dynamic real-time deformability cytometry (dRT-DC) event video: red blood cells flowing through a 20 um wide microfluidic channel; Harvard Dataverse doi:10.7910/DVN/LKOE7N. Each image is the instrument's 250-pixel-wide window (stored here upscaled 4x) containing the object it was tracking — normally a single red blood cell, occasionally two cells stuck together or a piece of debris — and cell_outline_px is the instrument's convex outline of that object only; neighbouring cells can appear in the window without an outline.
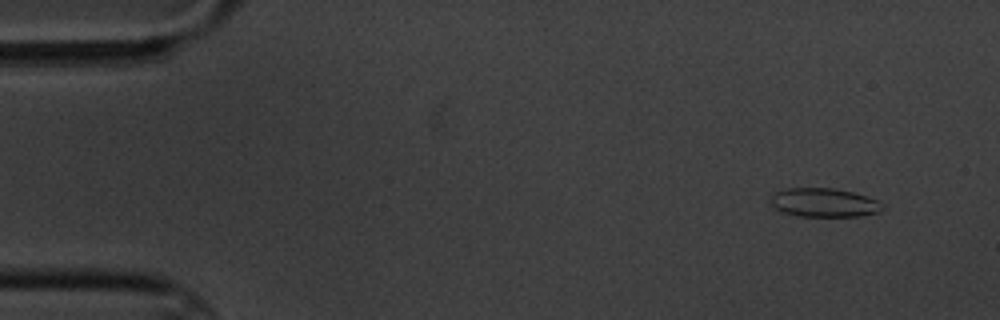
{"species": "common noctule bat (a hibernating species)", "species_latin": "Nyctalus noctula", "temperature_condition": "cold", "stored_images_in_passage": 8, "camera_frame_rate_fps": 3000, "um_per_image_px": 0.085, "animal": {"sex": "male", "body_mass_g": 20.1, "forearm_length_mm": 53.5}, "frame": {"image": 1, "passage_image": 2, "time_ms": 1.0, "image_size_px": [1000, 320], "cell_outline_px": [[884, 208], [880, 212], [860, 216], [800, 216], [780, 212], [772, 204], [772, 192], [788, 188], [832, 188], [852, 192], [868, 196], [884, 204]], "centroid_in_image_um": [70.06, 17.22], "position_along_channel_um": 14.9, "area_um2": 18.84}}
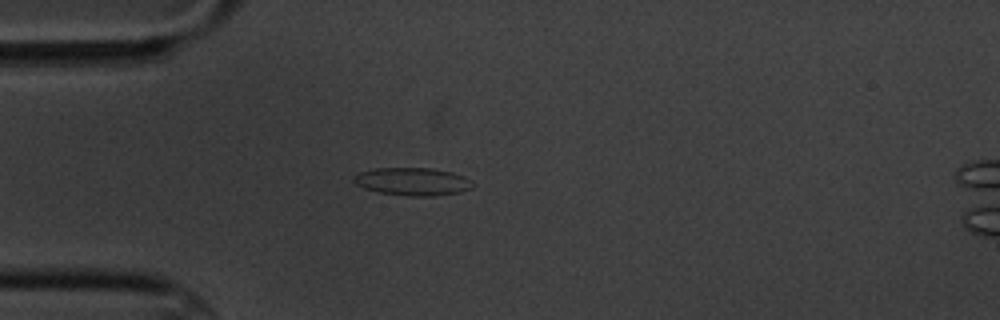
{"frame": {"image": 2, "passage_image": 5, "time_ms": 4.667, "image_size_px": [1000, 320], "cell_outline_px": [[472, 188], [460, 192], [432, 196], [408, 196], [380, 192], [364, 188], [356, 184], [352, 180], [360, 172], [376, 168], [432, 168], [452, 172], [464, 176], [472, 180]], "centroid_in_image_um": [35.1, 15.43], "position_along_channel_um": 49.9, "area_um2": 19.19}}
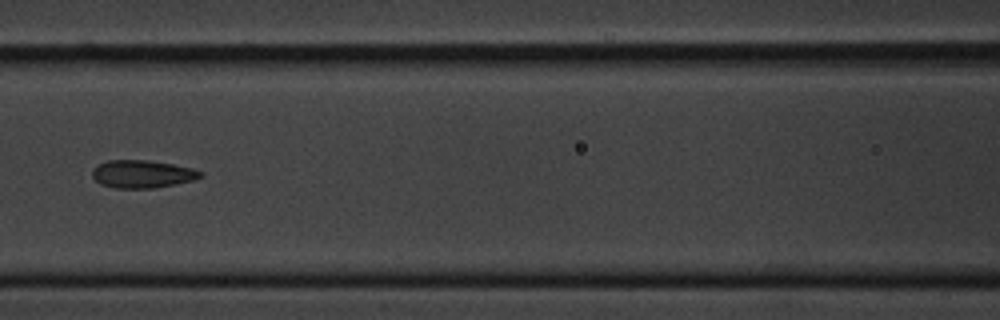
{"frame": {"image": 3, "passage_image": 8, "time_ms": 8.0, "image_size_px": [1000, 320], "cell_outline_px": [[204, 176], [192, 180], [152, 188], [116, 188], [100, 184], [92, 176], [92, 168], [108, 160], [148, 160], [172, 164], [192, 168], [204, 172]], "centroid_in_image_um": [12.09, 14.78], "position_along_channel_um": 154.5, "area_um2": 17.4}}